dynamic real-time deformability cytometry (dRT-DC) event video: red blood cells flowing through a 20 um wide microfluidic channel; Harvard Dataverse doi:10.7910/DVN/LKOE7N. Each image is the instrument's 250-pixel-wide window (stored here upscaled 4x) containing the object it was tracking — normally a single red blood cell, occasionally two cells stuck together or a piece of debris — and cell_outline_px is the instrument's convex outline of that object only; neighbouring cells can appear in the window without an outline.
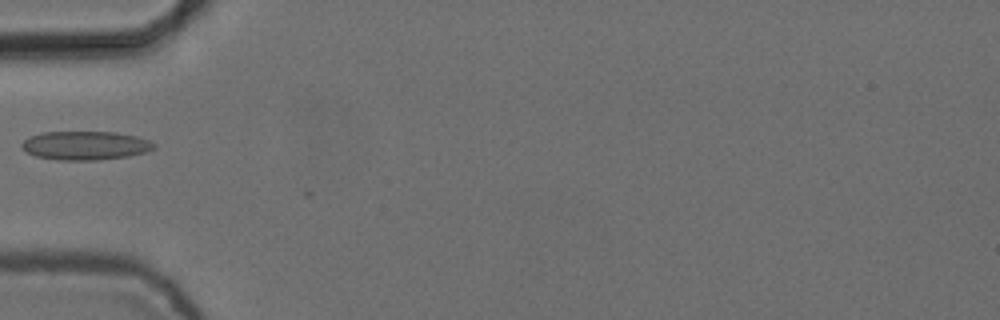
{"species": "common noctule bat (a hibernating species)", "species_latin": "Nyctalus noctula", "temperature_condition": "cold", "stored_images_in_passage": 2, "camera_frame_rate_fps": 3000, "um_per_image_px": 0.085, "animal": {"sex": "female", "body_mass_g": 24.6, "forearm_length_mm": 56.2}, "frame": {"image": 1, "passage_image": 2, "time_ms": 0.333, "image_size_px": [1000, 320], "cell_outline_px": [[156, 148], [148, 152], [128, 156], [100, 160], [56, 160], [36, 156], [24, 152], [20, 144], [24, 140], [40, 132], [116, 132], [136, 136], [148, 140], [156, 144]], "centroid_in_image_um": [7.26, 12.37], "position_along_channel_um": 77.7, "area_um2": 22.37}}